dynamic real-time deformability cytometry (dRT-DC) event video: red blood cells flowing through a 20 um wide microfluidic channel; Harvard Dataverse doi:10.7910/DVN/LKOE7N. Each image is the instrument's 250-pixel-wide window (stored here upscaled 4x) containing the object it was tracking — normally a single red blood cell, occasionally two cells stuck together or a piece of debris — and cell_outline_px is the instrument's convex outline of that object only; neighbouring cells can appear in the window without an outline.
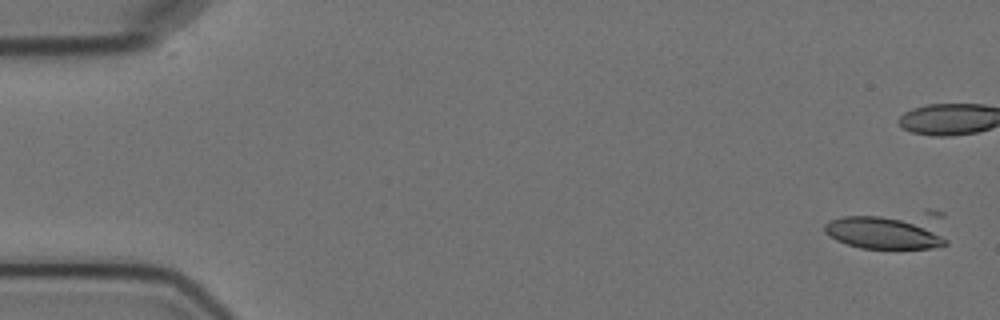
{"species": "Egyptian fruit bat (a non-hibernating species)", "species_latin": "Rousettus aegyptiacus", "temperature_condition": "cold", "stored_images_in_passage": 5, "camera_frame_rate_fps": 3000, "um_per_image_px": 0.085, "animal": {"sex": "female"}, "frame": {"image": 1, "passage_image": 1, "time_ms": 0.0, "image_size_px": [1000, 320], "cell_outline_px": [[948, 244], [932, 248], [860, 248], [836, 240], [824, 232], [824, 224], [828, 220], [844, 216], [924, 208], [928, 208], [944, 212], [948, 240]], "centroid_in_image_um": [75.74, 19.5], "position_along_channel_um": 9.3, "area_um2": 29.25}}